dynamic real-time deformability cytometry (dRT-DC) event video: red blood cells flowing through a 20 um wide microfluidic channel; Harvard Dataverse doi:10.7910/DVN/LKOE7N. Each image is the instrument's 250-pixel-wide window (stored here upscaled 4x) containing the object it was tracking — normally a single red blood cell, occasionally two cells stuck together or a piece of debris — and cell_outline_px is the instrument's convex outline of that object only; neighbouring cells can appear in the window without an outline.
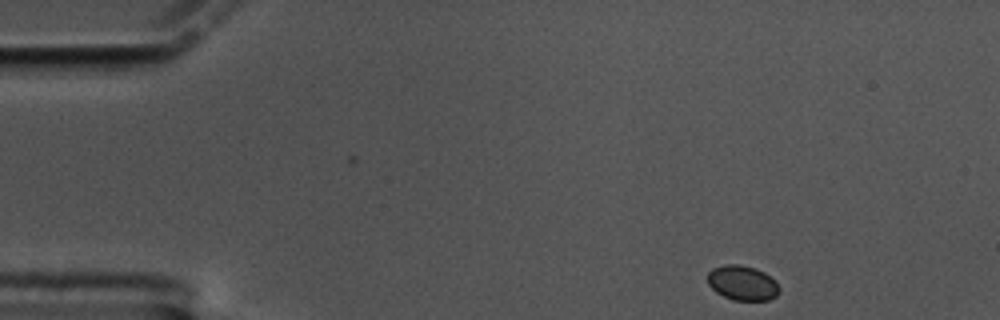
{"species": "common noctule bat (a hibernating species)", "species_latin": "Nyctalus noctula", "temperature_condition": "cold", "stored_images_in_passage": 45, "camera_frame_rate_fps": 3000, "um_per_image_px": 0.085, "animal": {"sex": "male", "body_mass_g": 17.5, "forearm_length_mm": 52.3}, "frame": {"image": 1, "passage_image": 1, "time_ms": 0.0, "image_size_px": [1000, 320], "cell_outline_px": [[780, 292], [776, 296], [768, 300], [732, 300], [716, 292], [708, 284], [708, 272], [712, 268], [724, 264], [740, 264], [756, 268], [764, 272], [776, 280], [780, 288]], "centroid_in_image_um": [63.12, 24.04], "position_along_channel_um": 21.9, "area_um2": 14.74}}
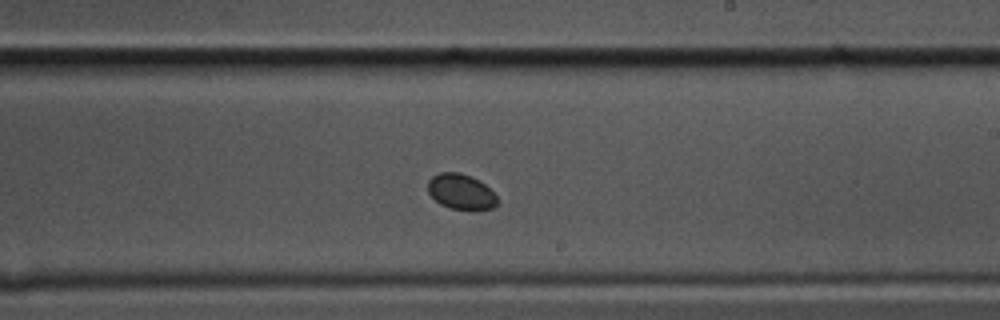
{"frame": {"image": 2, "passage_image": 29, "time_ms": 9.333, "image_size_px": [1000, 320], "cell_outline_px": [[496, 204], [492, 208], [468, 212], [452, 208], [440, 204], [428, 192], [428, 180], [432, 176], [440, 172], [460, 172], [484, 184], [496, 196]], "centroid_in_image_um": [39.16, 16.32], "position_along_channel_um": 249.8, "area_um2": 14.28}}
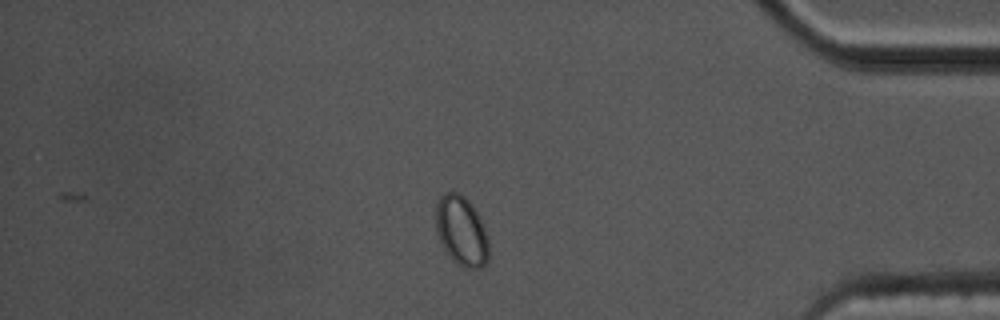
{"frame": {"image": 3, "passage_image": 45, "time_ms": 14.667, "image_size_px": [1000, 320], "cell_outline_px": [[488, 260], [480, 268], [464, 268], [456, 264], [448, 256], [436, 232], [436, 204], [440, 196], [444, 192], [460, 192], [472, 204], [480, 216], [488, 240]], "centroid_in_image_um": [39.21, 19.62], "position_along_channel_um": 396.0, "area_um2": 21.73}}